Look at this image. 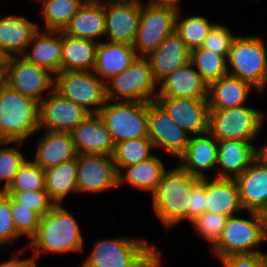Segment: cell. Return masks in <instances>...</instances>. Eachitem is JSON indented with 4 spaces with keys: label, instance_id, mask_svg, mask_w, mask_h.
<instances>
[{
    "label": "cell",
    "instance_id": "obj_22",
    "mask_svg": "<svg viewBox=\"0 0 267 267\" xmlns=\"http://www.w3.org/2000/svg\"><path fill=\"white\" fill-rule=\"evenodd\" d=\"M62 44V31L38 29L22 57L55 76L61 72Z\"/></svg>",
    "mask_w": 267,
    "mask_h": 267
},
{
    "label": "cell",
    "instance_id": "obj_32",
    "mask_svg": "<svg viewBox=\"0 0 267 267\" xmlns=\"http://www.w3.org/2000/svg\"><path fill=\"white\" fill-rule=\"evenodd\" d=\"M77 167L76 157L45 170V189L55 205L65 204L69 195H78Z\"/></svg>",
    "mask_w": 267,
    "mask_h": 267
},
{
    "label": "cell",
    "instance_id": "obj_50",
    "mask_svg": "<svg viewBox=\"0 0 267 267\" xmlns=\"http://www.w3.org/2000/svg\"><path fill=\"white\" fill-rule=\"evenodd\" d=\"M10 54L0 45V78L3 79L6 69L10 63Z\"/></svg>",
    "mask_w": 267,
    "mask_h": 267
},
{
    "label": "cell",
    "instance_id": "obj_52",
    "mask_svg": "<svg viewBox=\"0 0 267 267\" xmlns=\"http://www.w3.org/2000/svg\"><path fill=\"white\" fill-rule=\"evenodd\" d=\"M264 217V234H265V243H267V213L263 214ZM267 252V251H266Z\"/></svg>",
    "mask_w": 267,
    "mask_h": 267
},
{
    "label": "cell",
    "instance_id": "obj_51",
    "mask_svg": "<svg viewBox=\"0 0 267 267\" xmlns=\"http://www.w3.org/2000/svg\"><path fill=\"white\" fill-rule=\"evenodd\" d=\"M259 155L267 162V139L264 142H260Z\"/></svg>",
    "mask_w": 267,
    "mask_h": 267
},
{
    "label": "cell",
    "instance_id": "obj_43",
    "mask_svg": "<svg viewBox=\"0 0 267 267\" xmlns=\"http://www.w3.org/2000/svg\"><path fill=\"white\" fill-rule=\"evenodd\" d=\"M22 237L17 233L14 219L11 215L10 195L0 192V250H7ZM9 247V248H7Z\"/></svg>",
    "mask_w": 267,
    "mask_h": 267
},
{
    "label": "cell",
    "instance_id": "obj_1",
    "mask_svg": "<svg viewBox=\"0 0 267 267\" xmlns=\"http://www.w3.org/2000/svg\"><path fill=\"white\" fill-rule=\"evenodd\" d=\"M64 204L54 205L40 218L36 235L28 242V251L37 259L43 255L85 253V237L80 222Z\"/></svg>",
    "mask_w": 267,
    "mask_h": 267
},
{
    "label": "cell",
    "instance_id": "obj_15",
    "mask_svg": "<svg viewBox=\"0 0 267 267\" xmlns=\"http://www.w3.org/2000/svg\"><path fill=\"white\" fill-rule=\"evenodd\" d=\"M104 40L133 45L139 28L142 1L104 0Z\"/></svg>",
    "mask_w": 267,
    "mask_h": 267
},
{
    "label": "cell",
    "instance_id": "obj_24",
    "mask_svg": "<svg viewBox=\"0 0 267 267\" xmlns=\"http://www.w3.org/2000/svg\"><path fill=\"white\" fill-rule=\"evenodd\" d=\"M254 92L263 95L247 81L226 74L208 86L209 110H224L249 104V100L253 101Z\"/></svg>",
    "mask_w": 267,
    "mask_h": 267
},
{
    "label": "cell",
    "instance_id": "obj_16",
    "mask_svg": "<svg viewBox=\"0 0 267 267\" xmlns=\"http://www.w3.org/2000/svg\"><path fill=\"white\" fill-rule=\"evenodd\" d=\"M89 114L53 90L39 103V129L71 132Z\"/></svg>",
    "mask_w": 267,
    "mask_h": 267
},
{
    "label": "cell",
    "instance_id": "obj_47",
    "mask_svg": "<svg viewBox=\"0 0 267 267\" xmlns=\"http://www.w3.org/2000/svg\"><path fill=\"white\" fill-rule=\"evenodd\" d=\"M27 251V247H16L11 251L10 258L0 259V267H39V261L31 253L28 257L25 256Z\"/></svg>",
    "mask_w": 267,
    "mask_h": 267
},
{
    "label": "cell",
    "instance_id": "obj_18",
    "mask_svg": "<svg viewBox=\"0 0 267 267\" xmlns=\"http://www.w3.org/2000/svg\"><path fill=\"white\" fill-rule=\"evenodd\" d=\"M156 101L191 136L208 132V99L157 97Z\"/></svg>",
    "mask_w": 267,
    "mask_h": 267
},
{
    "label": "cell",
    "instance_id": "obj_31",
    "mask_svg": "<svg viewBox=\"0 0 267 267\" xmlns=\"http://www.w3.org/2000/svg\"><path fill=\"white\" fill-rule=\"evenodd\" d=\"M205 210L226 216L244 211L235 179L206 178Z\"/></svg>",
    "mask_w": 267,
    "mask_h": 267
},
{
    "label": "cell",
    "instance_id": "obj_46",
    "mask_svg": "<svg viewBox=\"0 0 267 267\" xmlns=\"http://www.w3.org/2000/svg\"><path fill=\"white\" fill-rule=\"evenodd\" d=\"M206 178L200 179L191 189L187 210V224L201 216L205 210Z\"/></svg>",
    "mask_w": 267,
    "mask_h": 267
},
{
    "label": "cell",
    "instance_id": "obj_30",
    "mask_svg": "<svg viewBox=\"0 0 267 267\" xmlns=\"http://www.w3.org/2000/svg\"><path fill=\"white\" fill-rule=\"evenodd\" d=\"M136 57L133 45L103 40L98 43L93 72L106 83L129 67Z\"/></svg>",
    "mask_w": 267,
    "mask_h": 267
},
{
    "label": "cell",
    "instance_id": "obj_21",
    "mask_svg": "<svg viewBox=\"0 0 267 267\" xmlns=\"http://www.w3.org/2000/svg\"><path fill=\"white\" fill-rule=\"evenodd\" d=\"M235 181L242 209L267 213V162L260 155Z\"/></svg>",
    "mask_w": 267,
    "mask_h": 267
},
{
    "label": "cell",
    "instance_id": "obj_6",
    "mask_svg": "<svg viewBox=\"0 0 267 267\" xmlns=\"http://www.w3.org/2000/svg\"><path fill=\"white\" fill-rule=\"evenodd\" d=\"M266 120L267 113L250 104L209 110L208 131L217 140L261 142L258 138L266 128Z\"/></svg>",
    "mask_w": 267,
    "mask_h": 267
},
{
    "label": "cell",
    "instance_id": "obj_33",
    "mask_svg": "<svg viewBox=\"0 0 267 267\" xmlns=\"http://www.w3.org/2000/svg\"><path fill=\"white\" fill-rule=\"evenodd\" d=\"M98 43L63 33L61 71H93Z\"/></svg>",
    "mask_w": 267,
    "mask_h": 267
},
{
    "label": "cell",
    "instance_id": "obj_35",
    "mask_svg": "<svg viewBox=\"0 0 267 267\" xmlns=\"http://www.w3.org/2000/svg\"><path fill=\"white\" fill-rule=\"evenodd\" d=\"M191 14L185 15L180 10L175 19V32L190 51L201 47L211 28L218 22L211 21L202 14Z\"/></svg>",
    "mask_w": 267,
    "mask_h": 267
},
{
    "label": "cell",
    "instance_id": "obj_11",
    "mask_svg": "<svg viewBox=\"0 0 267 267\" xmlns=\"http://www.w3.org/2000/svg\"><path fill=\"white\" fill-rule=\"evenodd\" d=\"M177 10L142 1V13L133 47L137 56L147 57L175 31Z\"/></svg>",
    "mask_w": 267,
    "mask_h": 267
},
{
    "label": "cell",
    "instance_id": "obj_44",
    "mask_svg": "<svg viewBox=\"0 0 267 267\" xmlns=\"http://www.w3.org/2000/svg\"><path fill=\"white\" fill-rule=\"evenodd\" d=\"M17 203L19 207H26L43 217L50 212L55 205L46 191H5Z\"/></svg>",
    "mask_w": 267,
    "mask_h": 267
},
{
    "label": "cell",
    "instance_id": "obj_26",
    "mask_svg": "<svg viewBox=\"0 0 267 267\" xmlns=\"http://www.w3.org/2000/svg\"><path fill=\"white\" fill-rule=\"evenodd\" d=\"M157 97L207 99L208 85L189 62L158 83Z\"/></svg>",
    "mask_w": 267,
    "mask_h": 267
},
{
    "label": "cell",
    "instance_id": "obj_39",
    "mask_svg": "<svg viewBox=\"0 0 267 267\" xmlns=\"http://www.w3.org/2000/svg\"><path fill=\"white\" fill-rule=\"evenodd\" d=\"M6 191H46L45 170L28 157Z\"/></svg>",
    "mask_w": 267,
    "mask_h": 267
},
{
    "label": "cell",
    "instance_id": "obj_41",
    "mask_svg": "<svg viewBox=\"0 0 267 267\" xmlns=\"http://www.w3.org/2000/svg\"><path fill=\"white\" fill-rule=\"evenodd\" d=\"M10 208L17 233L23 239L25 237L27 238V242H25L22 246L27 247L28 242L37 233L41 217L29 208L19 207V203H17L11 196Z\"/></svg>",
    "mask_w": 267,
    "mask_h": 267
},
{
    "label": "cell",
    "instance_id": "obj_37",
    "mask_svg": "<svg viewBox=\"0 0 267 267\" xmlns=\"http://www.w3.org/2000/svg\"><path fill=\"white\" fill-rule=\"evenodd\" d=\"M26 144L23 141H0V192L8 189L20 166L29 157L24 150Z\"/></svg>",
    "mask_w": 267,
    "mask_h": 267
},
{
    "label": "cell",
    "instance_id": "obj_10",
    "mask_svg": "<svg viewBox=\"0 0 267 267\" xmlns=\"http://www.w3.org/2000/svg\"><path fill=\"white\" fill-rule=\"evenodd\" d=\"M54 90L90 114H98L107 102L106 83L93 71H61L54 76Z\"/></svg>",
    "mask_w": 267,
    "mask_h": 267
},
{
    "label": "cell",
    "instance_id": "obj_5",
    "mask_svg": "<svg viewBox=\"0 0 267 267\" xmlns=\"http://www.w3.org/2000/svg\"><path fill=\"white\" fill-rule=\"evenodd\" d=\"M263 244H265L263 214L244 210L242 213L229 216L220 239L210 252L218 260L232 254H261L265 253V250L260 249Z\"/></svg>",
    "mask_w": 267,
    "mask_h": 267
},
{
    "label": "cell",
    "instance_id": "obj_13",
    "mask_svg": "<svg viewBox=\"0 0 267 267\" xmlns=\"http://www.w3.org/2000/svg\"><path fill=\"white\" fill-rule=\"evenodd\" d=\"M77 190L79 196L108 193L118 188V173L112 156L78 154ZM85 193V194H84Z\"/></svg>",
    "mask_w": 267,
    "mask_h": 267
},
{
    "label": "cell",
    "instance_id": "obj_2",
    "mask_svg": "<svg viewBox=\"0 0 267 267\" xmlns=\"http://www.w3.org/2000/svg\"><path fill=\"white\" fill-rule=\"evenodd\" d=\"M155 192L149 197L154 217L166 232L178 228V224H187V210L190 191L200 180L178 164H168Z\"/></svg>",
    "mask_w": 267,
    "mask_h": 267
},
{
    "label": "cell",
    "instance_id": "obj_8",
    "mask_svg": "<svg viewBox=\"0 0 267 267\" xmlns=\"http://www.w3.org/2000/svg\"><path fill=\"white\" fill-rule=\"evenodd\" d=\"M124 235L95 239L78 267H131L152 243L142 237Z\"/></svg>",
    "mask_w": 267,
    "mask_h": 267
},
{
    "label": "cell",
    "instance_id": "obj_45",
    "mask_svg": "<svg viewBox=\"0 0 267 267\" xmlns=\"http://www.w3.org/2000/svg\"><path fill=\"white\" fill-rule=\"evenodd\" d=\"M223 267H267V252L232 254L218 260Z\"/></svg>",
    "mask_w": 267,
    "mask_h": 267
},
{
    "label": "cell",
    "instance_id": "obj_29",
    "mask_svg": "<svg viewBox=\"0 0 267 267\" xmlns=\"http://www.w3.org/2000/svg\"><path fill=\"white\" fill-rule=\"evenodd\" d=\"M62 32L75 38L102 42L105 34L104 0H86Z\"/></svg>",
    "mask_w": 267,
    "mask_h": 267
},
{
    "label": "cell",
    "instance_id": "obj_49",
    "mask_svg": "<svg viewBox=\"0 0 267 267\" xmlns=\"http://www.w3.org/2000/svg\"><path fill=\"white\" fill-rule=\"evenodd\" d=\"M148 4L154 6L170 7L177 11L182 10L184 7L181 5L182 0H144Z\"/></svg>",
    "mask_w": 267,
    "mask_h": 267
},
{
    "label": "cell",
    "instance_id": "obj_17",
    "mask_svg": "<svg viewBox=\"0 0 267 267\" xmlns=\"http://www.w3.org/2000/svg\"><path fill=\"white\" fill-rule=\"evenodd\" d=\"M217 151L218 140L208 131L191 136L188 147L175 162L199 179L215 178Z\"/></svg>",
    "mask_w": 267,
    "mask_h": 267
},
{
    "label": "cell",
    "instance_id": "obj_14",
    "mask_svg": "<svg viewBox=\"0 0 267 267\" xmlns=\"http://www.w3.org/2000/svg\"><path fill=\"white\" fill-rule=\"evenodd\" d=\"M148 135L155 150L164 151L174 159L188 147L191 135L175 123L155 100L148 103Z\"/></svg>",
    "mask_w": 267,
    "mask_h": 267
},
{
    "label": "cell",
    "instance_id": "obj_20",
    "mask_svg": "<svg viewBox=\"0 0 267 267\" xmlns=\"http://www.w3.org/2000/svg\"><path fill=\"white\" fill-rule=\"evenodd\" d=\"M259 146L260 142L218 140L215 178L236 179L259 156Z\"/></svg>",
    "mask_w": 267,
    "mask_h": 267
},
{
    "label": "cell",
    "instance_id": "obj_48",
    "mask_svg": "<svg viewBox=\"0 0 267 267\" xmlns=\"http://www.w3.org/2000/svg\"><path fill=\"white\" fill-rule=\"evenodd\" d=\"M163 255L162 250L153 242L131 267H163Z\"/></svg>",
    "mask_w": 267,
    "mask_h": 267
},
{
    "label": "cell",
    "instance_id": "obj_38",
    "mask_svg": "<svg viewBox=\"0 0 267 267\" xmlns=\"http://www.w3.org/2000/svg\"><path fill=\"white\" fill-rule=\"evenodd\" d=\"M190 63L209 86L228 74L227 57L207 49H194L190 52Z\"/></svg>",
    "mask_w": 267,
    "mask_h": 267
},
{
    "label": "cell",
    "instance_id": "obj_53",
    "mask_svg": "<svg viewBox=\"0 0 267 267\" xmlns=\"http://www.w3.org/2000/svg\"><path fill=\"white\" fill-rule=\"evenodd\" d=\"M121 1H144V0H121Z\"/></svg>",
    "mask_w": 267,
    "mask_h": 267
},
{
    "label": "cell",
    "instance_id": "obj_4",
    "mask_svg": "<svg viewBox=\"0 0 267 267\" xmlns=\"http://www.w3.org/2000/svg\"><path fill=\"white\" fill-rule=\"evenodd\" d=\"M258 34V35H257ZM239 34L227 57L228 74L247 81L259 93L267 92V40L259 33Z\"/></svg>",
    "mask_w": 267,
    "mask_h": 267
},
{
    "label": "cell",
    "instance_id": "obj_23",
    "mask_svg": "<svg viewBox=\"0 0 267 267\" xmlns=\"http://www.w3.org/2000/svg\"><path fill=\"white\" fill-rule=\"evenodd\" d=\"M71 135L78 154L112 156L114 152L110 132L98 114H89Z\"/></svg>",
    "mask_w": 267,
    "mask_h": 267
},
{
    "label": "cell",
    "instance_id": "obj_7",
    "mask_svg": "<svg viewBox=\"0 0 267 267\" xmlns=\"http://www.w3.org/2000/svg\"><path fill=\"white\" fill-rule=\"evenodd\" d=\"M158 83L147 57L137 56L123 72L106 82L107 100L149 103L155 101Z\"/></svg>",
    "mask_w": 267,
    "mask_h": 267
},
{
    "label": "cell",
    "instance_id": "obj_27",
    "mask_svg": "<svg viewBox=\"0 0 267 267\" xmlns=\"http://www.w3.org/2000/svg\"><path fill=\"white\" fill-rule=\"evenodd\" d=\"M19 13H3L0 16V45L13 56H22L38 31L39 20L33 21Z\"/></svg>",
    "mask_w": 267,
    "mask_h": 267
},
{
    "label": "cell",
    "instance_id": "obj_36",
    "mask_svg": "<svg viewBox=\"0 0 267 267\" xmlns=\"http://www.w3.org/2000/svg\"><path fill=\"white\" fill-rule=\"evenodd\" d=\"M155 151L149 137L128 139L115 144L112 159L117 173L127 166L148 160L157 153Z\"/></svg>",
    "mask_w": 267,
    "mask_h": 267
},
{
    "label": "cell",
    "instance_id": "obj_19",
    "mask_svg": "<svg viewBox=\"0 0 267 267\" xmlns=\"http://www.w3.org/2000/svg\"><path fill=\"white\" fill-rule=\"evenodd\" d=\"M34 135H38V139L28 154H32L29 157L44 170L72 160L78 155L71 132L39 129Z\"/></svg>",
    "mask_w": 267,
    "mask_h": 267
},
{
    "label": "cell",
    "instance_id": "obj_28",
    "mask_svg": "<svg viewBox=\"0 0 267 267\" xmlns=\"http://www.w3.org/2000/svg\"><path fill=\"white\" fill-rule=\"evenodd\" d=\"M190 50L174 31L151 52L147 58L151 64L155 81L159 83L168 74L173 73L190 62Z\"/></svg>",
    "mask_w": 267,
    "mask_h": 267
},
{
    "label": "cell",
    "instance_id": "obj_3",
    "mask_svg": "<svg viewBox=\"0 0 267 267\" xmlns=\"http://www.w3.org/2000/svg\"><path fill=\"white\" fill-rule=\"evenodd\" d=\"M39 130V103L0 82V141L30 142Z\"/></svg>",
    "mask_w": 267,
    "mask_h": 267
},
{
    "label": "cell",
    "instance_id": "obj_9",
    "mask_svg": "<svg viewBox=\"0 0 267 267\" xmlns=\"http://www.w3.org/2000/svg\"><path fill=\"white\" fill-rule=\"evenodd\" d=\"M98 115L115 144L148 135V103L107 100Z\"/></svg>",
    "mask_w": 267,
    "mask_h": 267
},
{
    "label": "cell",
    "instance_id": "obj_25",
    "mask_svg": "<svg viewBox=\"0 0 267 267\" xmlns=\"http://www.w3.org/2000/svg\"><path fill=\"white\" fill-rule=\"evenodd\" d=\"M162 155L155 154L148 160L127 166L118 173V188L129 187V190L152 195L168 168Z\"/></svg>",
    "mask_w": 267,
    "mask_h": 267
},
{
    "label": "cell",
    "instance_id": "obj_34",
    "mask_svg": "<svg viewBox=\"0 0 267 267\" xmlns=\"http://www.w3.org/2000/svg\"><path fill=\"white\" fill-rule=\"evenodd\" d=\"M40 4L41 30L63 31L86 0H34ZM42 17V18H41Z\"/></svg>",
    "mask_w": 267,
    "mask_h": 267
},
{
    "label": "cell",
    "instance_id": "obj_12",
    "mask_svg": "<svg viewBox=\"0 0 267 267\" xmlns=\"http://www.w3.org/2000/svg\"><path fill=\"white\" fill-rule=\"evenodd\" d=\"M2 81L38 103L54 90V76L22 56L11 57Z\"/></svg>",
    "mask_w": 267,
    "mask_h": 267
},
{
    "label": "cell",
    "instance_id": "obj_42",
    "mask_svg": "<svg viewBox=\"0 0 267 267\" xmlns=\"http://www.w3.org/2000/svg\"><path fill=\"white\" fill-rule=\"evenodd\" d=\"M237 36L238 34H234L229 25L219 21V23L217 22L211 28L201 47L197 49L211 50L216 54L228 57L229 51L232 48L233 42Z\"/></svg>",
    "mask_w": 267,
    "mask_h": 267
},
{
    "label": "cell",
    "instance_id": "obj_40",
    "mask_svg": "<svg viewBox=\"0 0 267 267\" xmlns=\"http://www.w3.org/2000/svg\"><path fill=\"white\" fill-rule=\"evenodd\" d=\"M228 218L229 216L226 215L205 211L189 224L193 232L196 233L202 241L208 242V250H210L220 239Z\"/></svg>",
    "mask_w": 267,
    "mask_h": 267
}]
</instances>
